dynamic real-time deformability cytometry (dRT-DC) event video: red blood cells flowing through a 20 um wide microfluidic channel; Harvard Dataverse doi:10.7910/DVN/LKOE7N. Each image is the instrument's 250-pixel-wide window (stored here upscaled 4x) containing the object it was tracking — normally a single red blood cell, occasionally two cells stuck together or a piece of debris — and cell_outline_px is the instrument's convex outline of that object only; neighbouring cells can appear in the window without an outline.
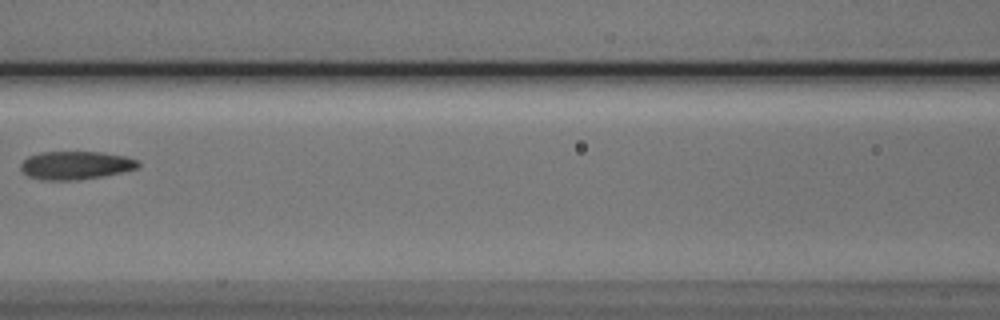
{"species": "Egyptian fruit bat (a non-hibernating species)", "species_latin": "Rousettus aegyptiacus", "temperature_condition": "cold", "stored_images_in_passage": 4, "camera_frame_rate_fps": 3000, "um_per_image_px": 0.085, "animal": {"sex": "male"}, "frame": {"image": 1, "passage_image": 3, "time_ms": 2.333, "image_size_px": [1000, 320], "cell_outline_px": [[140, 164], [136, 168], [120, 172], [100, 176], [76, 180], [44, 180], [28, 176], [20, 168], [20, 164], [28, 156], [40, 152], [104, 152], [124, 156], [136, 160]], "centroid_in_image_um": [6.38, 14.04], "position_along_channel_um": 160.2, "area_um2": 19.07}}
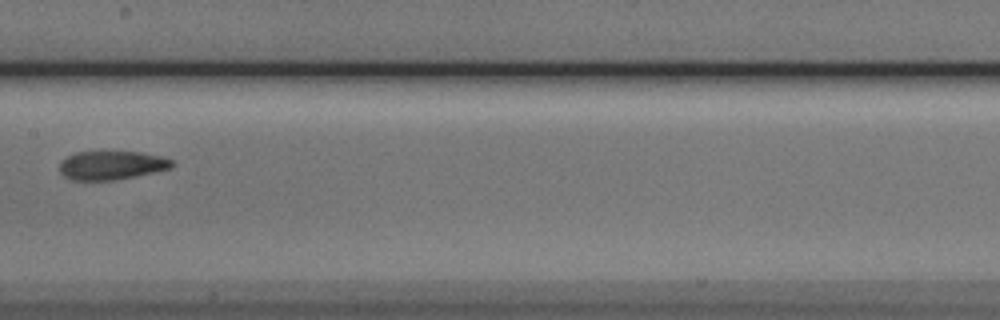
{"frame": {"image": 2, "passage_image": 4, "time_ms": 3.333, "image_size_px": [1000, 320], "cell_outline_px": [[172, 168], [112, 180], [72, 180], [64, 176], [60, 172], [60, 160], [76, 152], [140, 152], [160, 156], [172, 160]], "centroid_in_image_um": [9.44, 14.04], "position_along_channel_um": 198.0, "area_um2": 18.5}}